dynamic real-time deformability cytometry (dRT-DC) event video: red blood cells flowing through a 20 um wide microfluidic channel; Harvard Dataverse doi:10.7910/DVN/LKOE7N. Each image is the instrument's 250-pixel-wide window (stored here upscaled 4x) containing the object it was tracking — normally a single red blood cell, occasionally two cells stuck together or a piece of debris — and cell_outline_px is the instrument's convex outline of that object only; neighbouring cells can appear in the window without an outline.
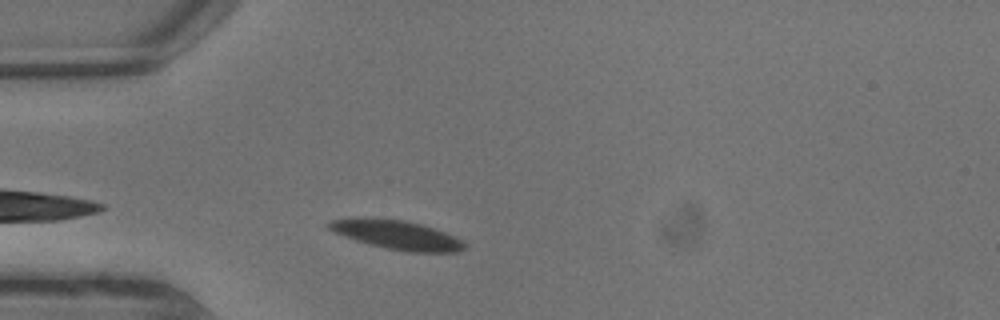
{"species": "common noctule bat (a hibernating species)", "species_latin": "Nyctalus noctula", "temperature_condition": "warm", "stored_images_in_passage": 6, "camera_frame_rate_fps": 3000, "um_per_image_px": 0.085, "animal": {"sex": "male", "body_mass_g": 13.3}, "frame": {"image": 1, "passage_image": 2, "time_ms": 0.333, "image_size_px": [1000, 320], "cell_outline_px": [[464, 248], [456, 252], [412, 252], [384, 248], [368, 244], [356, 240], [336, 232], [328, 228], [328, 224], [332, 220], [352, 216], [404, 220], [420, 224], [444, 232], [464, 240]], "centroid_in_image_um": [33.71, 19.95], "position_along_channel_um": 51.3, "area_um2": 22.83}}
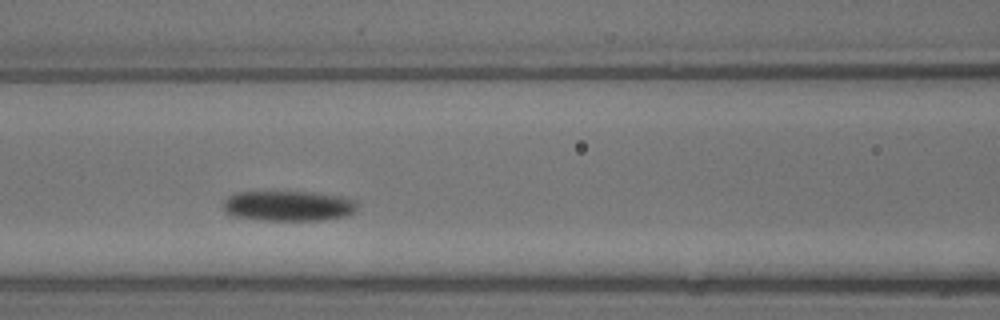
{"frame": {"image": 2, "passage_image": 5, "time_ms": 1.333, "image_size_px": [1000, 320], "cell_outline_px": [[356, 208], [352, 212], [344, 216], [320, 220], [260, 220], [232, 216], [224, 212], [224, 200], [228, 196], [236, 192], [312, 192], [340, 196], [356, 200]], "centroid_in_image_um": [24.46, 17.5], "position_along_channel_um": 142.1, "area_um2": 23.58}}
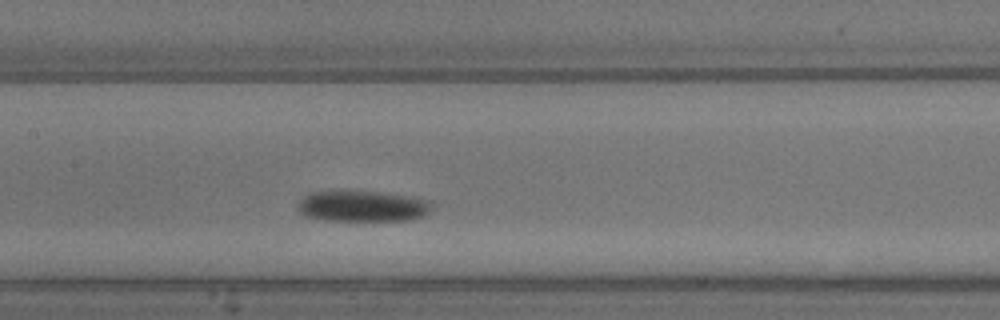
{"frame": {"image": 3, "passage_image": 6, "time_ms": 1.667, "image_size_px": [1000, 320], "cell_outline_px": [[432, 208], [424, 216], [408, 220], [324, 220], [304, 216], [296, 208], [300, 200], [308, 192], [332, 188], [380, 192], [416, 196], [428, 200], [432, 204]], "centroid_in_image_um": [30.75, 17.47], "position_along_channel_um": 176.6, "area_um2": 25.2}}